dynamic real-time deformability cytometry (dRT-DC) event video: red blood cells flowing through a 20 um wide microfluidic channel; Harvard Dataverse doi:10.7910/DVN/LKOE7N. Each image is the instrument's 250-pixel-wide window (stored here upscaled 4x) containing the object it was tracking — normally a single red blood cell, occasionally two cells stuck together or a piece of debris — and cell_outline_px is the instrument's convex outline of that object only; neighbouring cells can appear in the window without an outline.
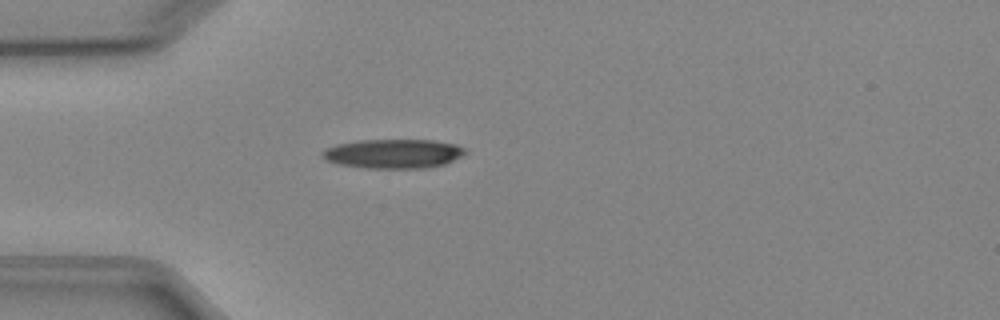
{"species": "Egyptian fruit bat (a non-hibernating species)", "species_latin": "Rousettus aegyptiacus", "temperature_condition": "cold", "stored_images_in_passage": 4, "camera_frame_rate_fps": 3000, "um_per_image_px": 0.085, "animal": {"sex": "female"}, "frame": {"image": 1, "passage_image": 4, "time_ms": 3.333, "image_size_px": [1000, 320], "cell_outline_px": [[468, 152], [444, 164], [424, 168], [364, 168], [336, 164], [324, 160], [320, 156], [320, 152], [324, 148], [336, 144], [360, 140], [436, 140], [456, 144], [464, 148]], "centroid_in_image_um": [33.36, 13.06], "position_along_channel_um": 51.6, "area_um2": 24.62}}